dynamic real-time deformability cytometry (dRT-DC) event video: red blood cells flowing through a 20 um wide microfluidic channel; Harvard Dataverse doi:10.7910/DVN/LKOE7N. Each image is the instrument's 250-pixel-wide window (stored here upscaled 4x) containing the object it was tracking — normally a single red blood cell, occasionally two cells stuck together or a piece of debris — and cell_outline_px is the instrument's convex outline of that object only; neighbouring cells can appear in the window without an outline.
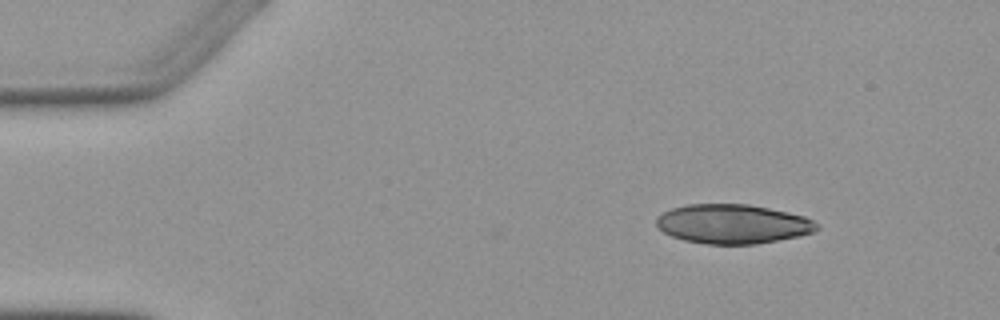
{"species": "Egyptian fruit bat (a non-hibernating species)", "species_latin": "Rousettus aegyptiacus", "temperature_condition": "warm", "stored_images_in_passage": 5, "camera_frame_rate_fps": 3000, "um_per_image_px": 0.085, "animal": {"sex": "female"}, "frame": {"image": 1, "passage_image": 2, "time_ms": 1.333, "image_size_px": [1000, 320], "cell_outline_px": [[820, 228], [816, 232], [800, 236], [756, 244], [708, 244], [684, 240], [672, 236], [664, 232], [656, 224], [656, 216], [672, 208], [688, 204], [748, 204], [788, 212], [804, 216], [820, 224]], "centroid_in_image_um": [62.32, 19.04], "position_along_channel_um": 22.7, "area_um2": 36.88}}